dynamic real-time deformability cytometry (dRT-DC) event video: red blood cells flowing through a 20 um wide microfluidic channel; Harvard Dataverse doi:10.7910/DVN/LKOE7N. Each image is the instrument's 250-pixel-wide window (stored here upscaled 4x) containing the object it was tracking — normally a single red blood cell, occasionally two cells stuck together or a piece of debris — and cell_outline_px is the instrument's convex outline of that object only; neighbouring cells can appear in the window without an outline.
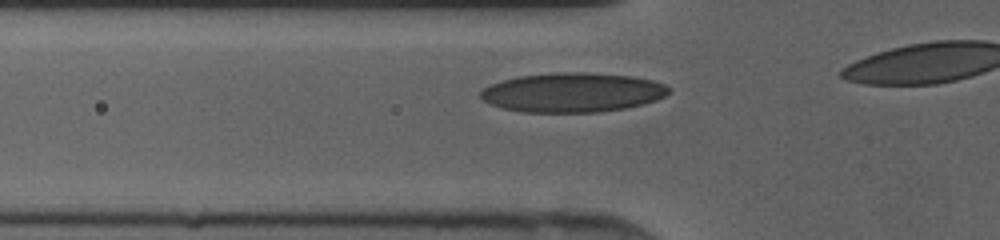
{"species": "human", "species_latin": "Homo sapiens", "temperature_condition": "cold", "stored_images_in_passage": 10, "camera_frame_rate_fps": 3000, "um_per_image_px": 0.085, "donor": {"sex": "female"}, "frame": {"image": 1, "passage_image": 5, "time_ms": 1.333, "image_size_px": [1000, 240], "cell_outline_px": [[668, 92], [664, 96], [656, 100], [644, 104], [624, 108], [596, 112], [520, 112], [488, 104], [480, 96], [480, 92], [484, 88], [492, 84], [504, 80], [520, 76], [556, 72], [584, 72], [632, 76], [652, 80], [664, 84], [668, 88]], "centroid_in_image_um": [48.65, 7.86], "position_along_channel_um": 77.2, "area_um2": 43.0}}
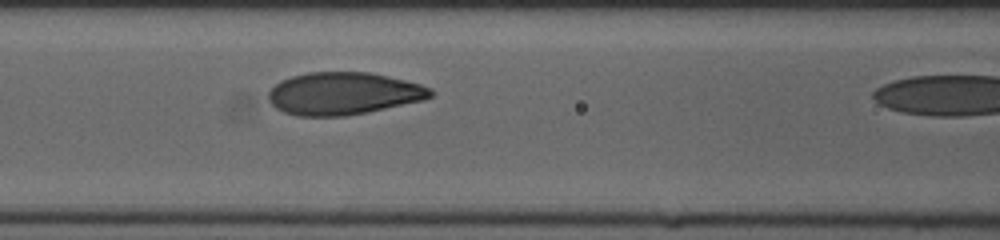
{"frame": {"image": 2, "passage_image": 9, "time_ms": 2.667, "image_size_px": [1000, 240], "cell_outline_px": [[432, 96], [424, 100], [368, 112], [344, 116], [296, 116], [284, 112], [276, 108], [268, 100], [268, 92], [280, 80], [292, 76], [308, 72], [368, 72], [388, 76], [420, 84], [432, 88]], "centroid_in_image_um": [29.18, 7.95], "position_along_channel_um": 137.4, "area_um2": 40.17}}